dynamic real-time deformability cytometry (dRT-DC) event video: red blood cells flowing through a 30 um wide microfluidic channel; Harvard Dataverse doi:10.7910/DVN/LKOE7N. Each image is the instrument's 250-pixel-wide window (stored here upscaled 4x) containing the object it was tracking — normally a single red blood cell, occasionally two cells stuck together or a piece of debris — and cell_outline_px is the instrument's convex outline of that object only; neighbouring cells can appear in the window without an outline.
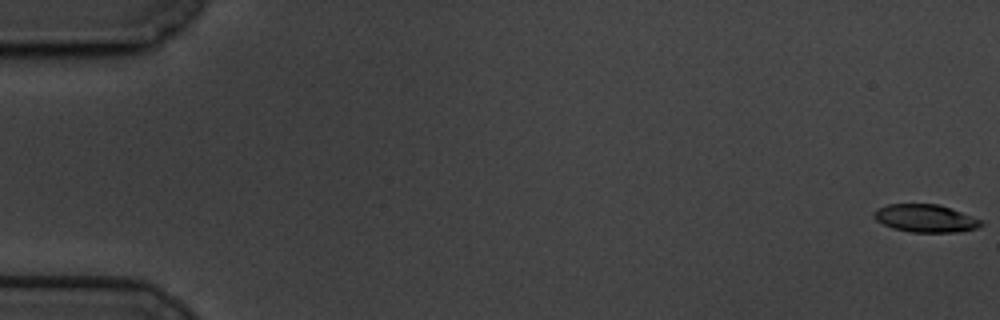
{"species": "common noctule bat (a hibernating species)", "species_latin": "Nyctalus noctula", "temperature_condition": "cold", "stored_images_in_passage": 61, "camera_frame_rate_fps": 3000, "um_per_image_px": 0.085, "animal": {"sex": "male", "body_mass_g": 19.5, "forearm_length_mm": 54.6}, "frame": {"image": 1, "passage_image": 1, "time_ms": 0.0, "image_size_px": [1000, 320], "cell_outline_px": [[984, 224], [976, 228], [960, 232], [912, 232], [892, 228], [876, 220], [872, 216], [872, 212], [876, 208], [888, 204], [936, 204], [984, 220]], "centroid_in_image_um": [78.64, 18.56], "position_along_channel_um": 6.4, "area_um2": 17.34}}
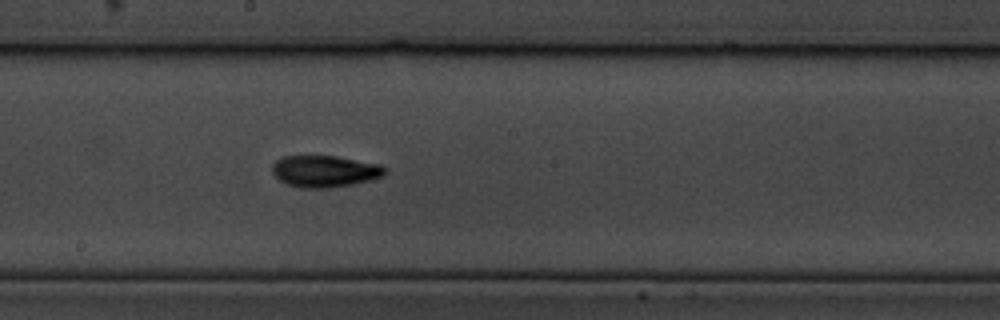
{"frame": {"image": 2, "passage_image": 34, "time_ms": 11.0, "image_size_px": [1000, 320], "cell_outline_px": [[388, 172], [384, 176], [352, 184], [328, 188], [300, 188], [288, 184], [280, 180], [272, 172], [272, 164], [276, 160], [284, 156], [336, 156], [380, 164], [388, 168]], "centroid_in_image_um": [27.63, 14.55], "position_along_channel_um": 220.6, "area_um2": 20.87}}
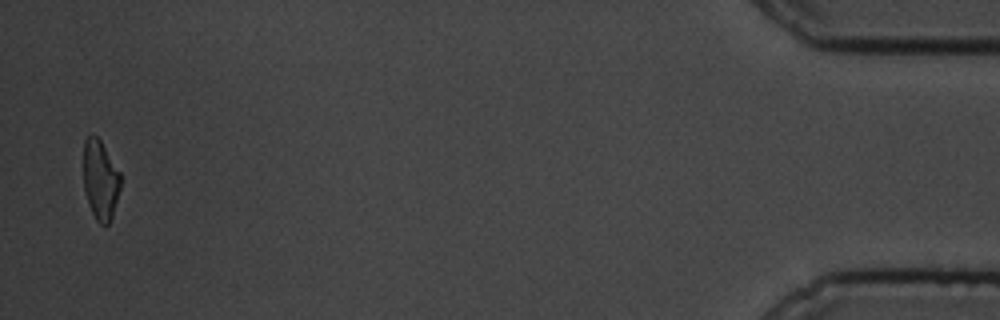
{"frame": {"image": 3, "passage_image": 60, "time_ms": 19.667, "image_size_px": [1000, 320], "cell_outline_px": [[120, 188], [112, 216], [108, 224], [100, 224], [96, 220], [88, 204], [84, 188], [84, 140], [92, 132], [100, 140], [120, 172]], "centroid_in_image_um": [8.52, 15.27], "position_along_channel_um": 426.7, "area_um2": 17.05}, "authors_computed_cell_mechanics": {"area_um2": 18.9006, "velocity_mm_per_s": 3.3502, "shape_relaxation_time_tau1_ms": 3.6698, "shape_relaxation_time_tau2_ms": 5.146, "deformation_change_tau1": 0.1392, "deformation_change_tau2": 0.1152}}